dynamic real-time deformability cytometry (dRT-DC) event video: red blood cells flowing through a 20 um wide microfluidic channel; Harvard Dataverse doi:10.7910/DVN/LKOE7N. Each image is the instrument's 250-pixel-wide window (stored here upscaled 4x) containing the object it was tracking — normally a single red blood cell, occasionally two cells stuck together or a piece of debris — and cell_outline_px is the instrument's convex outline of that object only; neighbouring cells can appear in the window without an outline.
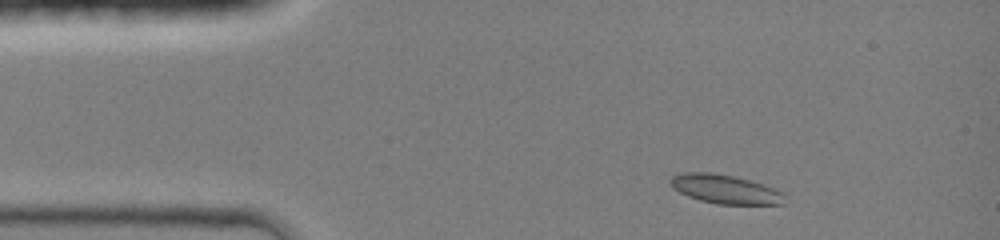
{"species": "common noctule bat (a hibernating species)", "species_latin": "Nyctalus noctula", "temperature_condition": "room temperature", "stored_images_in_passage": 37, "camera_frame_rate_fps": 3000, "um_per_image_px": 0.085, "animal": {"sex": "female", "body_mass_g": 19.0, "forearm_length_mm": 51.5}, "frame": {"image": 1, "passage_image": 1, "time_ms": 0.0, "image_size_px": [1000, 240], "cell_outline_px": [[784, 204], [716, 204], [700, 200], [688, 196], [672, 188], [668, 180], [676, 172], [712, 172], [732, 176], [764, 184], [784, 192]], "centroid_in_image_um": [61.59, 16.07], "position_along_channel_um": 23.4, "area_um2": 19.42}}
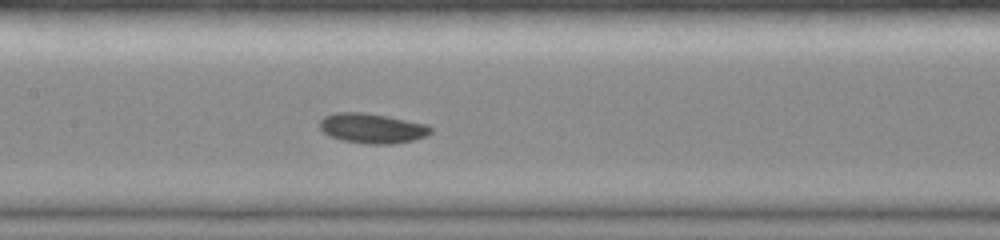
{"frame": {"image": 2, "passage_image": 16, "time_ms": 5.0, "image_size_px": [1000, 240], "cell_outline_px": [[432, 132], [424, 136], [412, 140], [392, 144], [368, 144], [344, 140], [332, 136], [324, 132], [320, 128], [320, 120], [324, 116], [336, 112], [364, 112], [388, 116], [428, 124], [432, 128]], "centroid_in_image_um": [31.65, 10.89], "position_along_channel_um": 175.7, "area_um2": 19.25}}
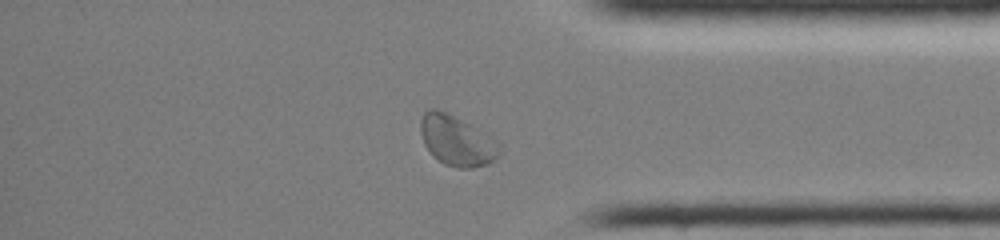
{"frame": {"image": 3, "passage_image": 32, "time_ms": 10.333, "image_size_px": [1000, 240], "cell_outline_px": [[500, 152], [488, 164], [472, 168], [460, 168], [444, 164], [432, 156], [424, 144], [420, 132], [420, 120], [424, 112], [428, 108], [436, 108], [468, 124], [496, 144]], "centroid_in_image_um": [38.7, 11.98], "position_along_channel_um": 396.5, "area_um2": 22.2}, "authors_computed_cell_mechanics": {"area_um2": 19.2474, "velocity_mm_per_s": 4.2022, "shape_relaxation_time_tau1_ms": 2.1411, "shape_relaxation_time_tau2_ms": null, "deformation_change_tau1": 0.096, "deformation_change_tau2": null}}